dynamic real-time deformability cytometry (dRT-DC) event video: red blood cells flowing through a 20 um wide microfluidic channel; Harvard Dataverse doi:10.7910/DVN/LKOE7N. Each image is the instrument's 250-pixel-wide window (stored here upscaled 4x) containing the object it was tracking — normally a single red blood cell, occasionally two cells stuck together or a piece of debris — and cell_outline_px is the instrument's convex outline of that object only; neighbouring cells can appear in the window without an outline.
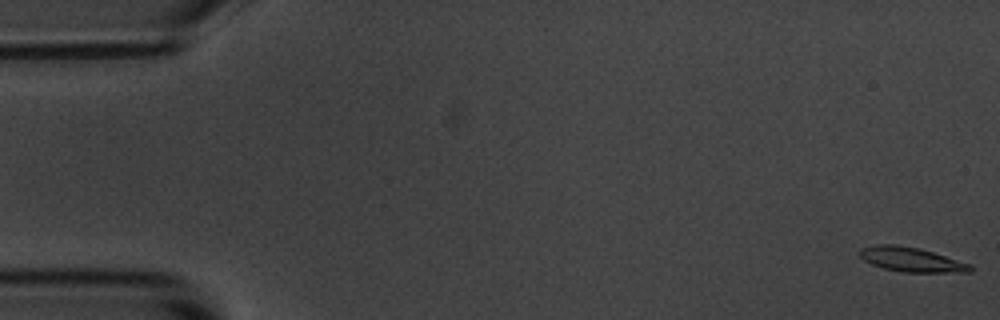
{"species": "common noctule bat (a hibernating species)", "species_latin": "Nyctalus noctula", "temperature_condition": "room temperature", "stored_images_in_passage": 6, "camera_frame_rate_fps": 3000, "um_per_image_px": 0.085, "animal": {"sex": "male", "body_mass_g": 20.1, "forearm_length_mm": 53.5}, "frame": {"image": 1, "passage_image": 1, "time_ms": 0.0, "image_size_px": [1000, 320], "cell_outline_px": [[972, 272], [904, 272], [884, 268], [872, 264], [864, 260], [860, 256], [860, 248], [876, 244], [896, 244], [920, 248], [972, 264]], "centroid_in_image_um": [77.48, 22.05], "position_along_channel_um": 7.5, "area_um2": 15.78}}
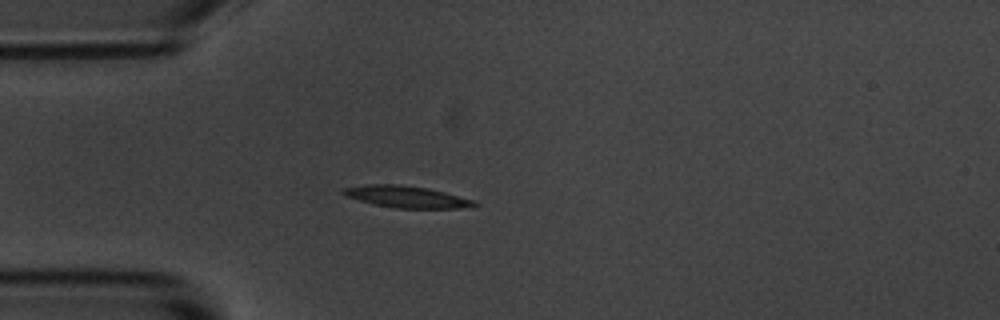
{"frame": {"image": 2, "passage_image": 5, "time_ms": 4.667, "image_size_px": [1000, 320], "cell_outline_px": [[476, 204], [460, 208], [396, 208], [376, 204], [344, 196], [340, 192], [344, 188], [364, 184], [396, 184], [428, 188], [476, 200]], "centroid_in_image_um": [34.51, 16.71], "position_along_channel_um": 50.5, "area_um2": 16.42}}